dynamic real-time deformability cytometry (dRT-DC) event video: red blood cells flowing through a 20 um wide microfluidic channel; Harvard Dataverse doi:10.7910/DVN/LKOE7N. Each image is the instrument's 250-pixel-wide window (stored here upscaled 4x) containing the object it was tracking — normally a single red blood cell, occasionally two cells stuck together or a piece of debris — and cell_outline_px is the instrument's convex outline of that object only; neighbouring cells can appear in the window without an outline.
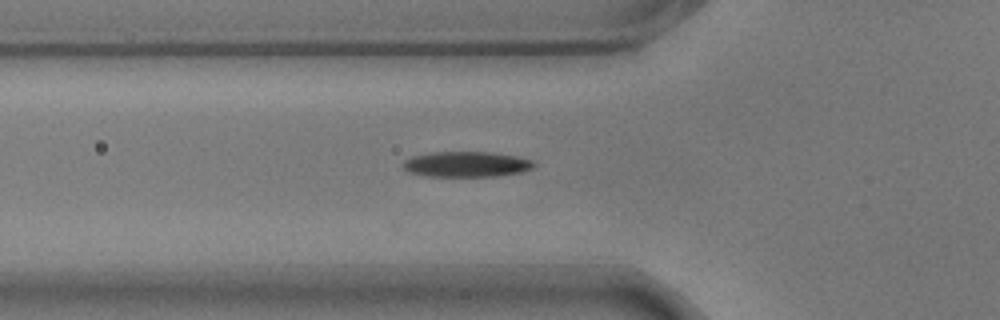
{"species": "common noctule bat (a hibernating species)", "species_latin": "Nyctalus noctula", "temperature_condition": "warm", "stored_images_in_passage": 39, "camera_frame_rate_fps": 3000, "um_per_image_px": 0.085, "animal": {"sex": "male", "body_mass_g": 17.9}, "frame": {"image": 1, "passage_image": 2, "time_ms": 0.333, "image_size_px": [1000, 320], "cell_outline_px": [[536, 164], [532, 168], [520, 172], [496, 176], [428, 176], [408, 172], [400, 164], [404, 160], [412, 156], [432, 152], [492, 152], [516, 156], [532, 160]], "centroid_in_image_um": [39.62, 13.95], "position_along_channel_um": 86.2, "area_um2": 19.42}}
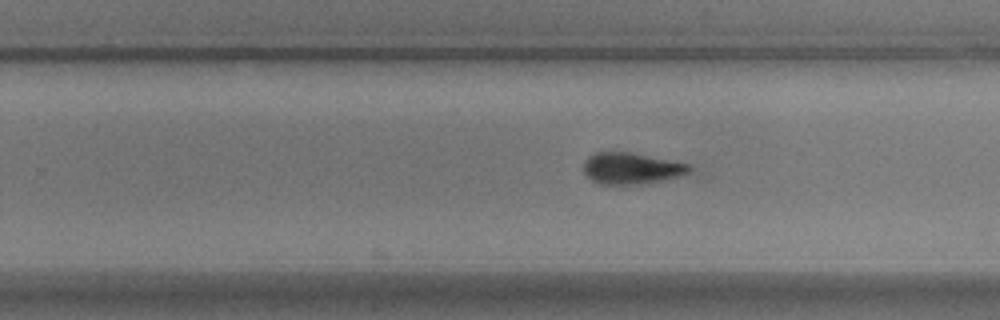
{"frame": {"image": 2, "passage_image": 18, "time_ms": 5.667, "image_size_px": [1000, 320], "cell_outline_px": [[692, 172], [680, 176], [660, 180], [628, 184], [600, 184], [592, 180], [584, 172], [584, 160], [588, 156], [596, 152], [628, 152], [692, 164]], "centroid_in_image_um": [53.68, 14.29], "position_along_channel_um": 276.1, "area_um2": 19.13}}
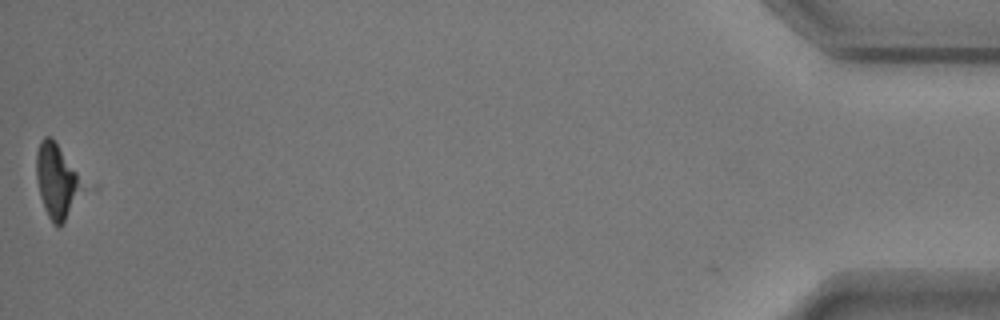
{"frame": {"image": 3, "passage_image": 39, "time_ms": 12.667, "image_size_px": [1000, 320], "cell_outline_px": [[76, 184], [64, 220], [60, 228], [56, 228], [52, 224], [44, 208], [40, 196], [36, 180], [36, 152], [40, 140], [44, 136], [52, 136], [76, 172]], "centroid_in_image_um": [4.62, 15.29], "position_along_channel_um": 430.6, "area_um2": 18.09}}